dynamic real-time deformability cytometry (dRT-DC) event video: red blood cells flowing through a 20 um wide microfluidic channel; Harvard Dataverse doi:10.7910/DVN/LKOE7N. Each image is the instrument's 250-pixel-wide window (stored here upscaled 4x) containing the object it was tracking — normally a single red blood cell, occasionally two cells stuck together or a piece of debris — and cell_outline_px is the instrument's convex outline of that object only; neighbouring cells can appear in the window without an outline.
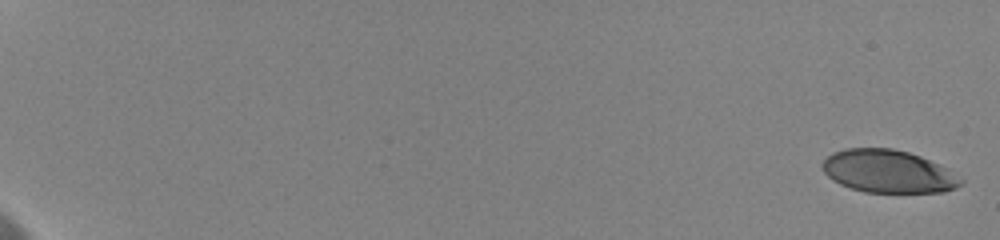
{"species": "human", "species_latin": "Homo sapiens", "temperature_condition": "cold", "stored_images_in_passage": 11, "camera_frame_rate_fps": 3000, "um_per_image_px": 0.085, "donor": {"sex": "female"}, "frame": {"image": 1, "passage_image": 1, "time_ms": 0.0, "image_size_px": [1000, 240], "cell_outline_px": [[964, 180], [956, 188], [944, 192], [864, 192], [840, 184], [832, 180], [824, 172], [820, 164], [832, 152], [844, 148], [892, 148], [908, 152], [920, 156], [944, 168]], "centroid_in_image_um": [75.44, 14.56], "position_along_channel_um": 9.6, "area_um2": 34.28}}
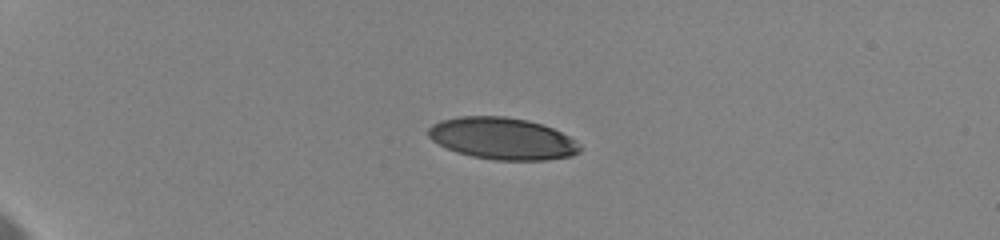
{"frame": {"image": 2, "passage_image": 6, "time_ms": 5.333, "image_size_px": [1000, 240], "cell_outline_px": [[580, 152], [572, 156], [544, 160], [496, 160], [472, 156], [448, 148], [432, 140], [428, 136], [428, 128], [432, 124], [440, 120], [456, 116], [504, 116], [528, 120], [552, 128], [576, 140], [580, 144]], "centroid_in_image_um": [42.71, 11.76], "position_along_channel_um": 42.3, "area_um2": 36.88}}